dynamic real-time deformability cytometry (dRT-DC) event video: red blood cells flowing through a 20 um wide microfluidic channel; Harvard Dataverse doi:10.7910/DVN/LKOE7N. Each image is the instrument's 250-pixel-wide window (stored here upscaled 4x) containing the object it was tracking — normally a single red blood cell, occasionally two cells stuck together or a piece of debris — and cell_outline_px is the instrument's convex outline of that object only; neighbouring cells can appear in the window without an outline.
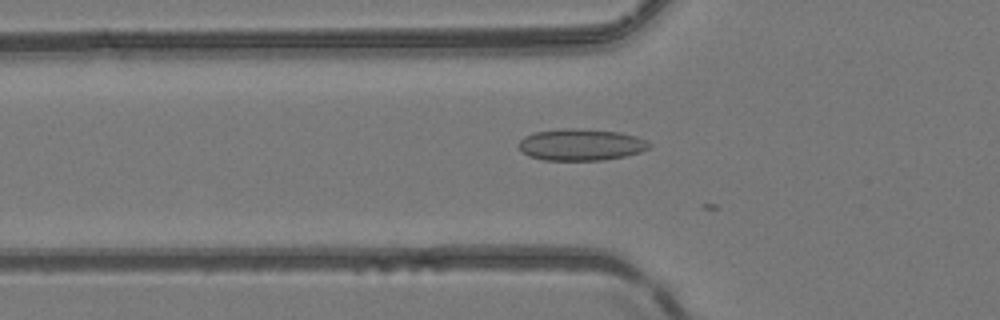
{"species": "common noctule bat (a hibernating species)", "species_latin": "Nyctalus noctula", "temperature_condition": "room temperature", "stored_images_in_passage": 21, "camera_frame_rate_fps": 3000, "um_per_image_px": 0.085, "animal": {"sex": "female", "body_mass_g": 24.6, "forearm_length_mm": 56.2}, "frame": {"image": 1, "passage_image": 18, "time_ms": 5.667, "image_size_px": [1000, 320], "cell_outline_px": [[652, 148], [640, 152], [624, 156], [604, 160], [544, 160], [528, 156], [516, 144], [524, 136], [536, 132], [564, 128], [572, 128], [620, 132], [636, 136], [652, 144]], "centroid_in_image_um": [49.39, 12.3], "position_along_channel_um": 76.4, "area_um2": 24.1}}